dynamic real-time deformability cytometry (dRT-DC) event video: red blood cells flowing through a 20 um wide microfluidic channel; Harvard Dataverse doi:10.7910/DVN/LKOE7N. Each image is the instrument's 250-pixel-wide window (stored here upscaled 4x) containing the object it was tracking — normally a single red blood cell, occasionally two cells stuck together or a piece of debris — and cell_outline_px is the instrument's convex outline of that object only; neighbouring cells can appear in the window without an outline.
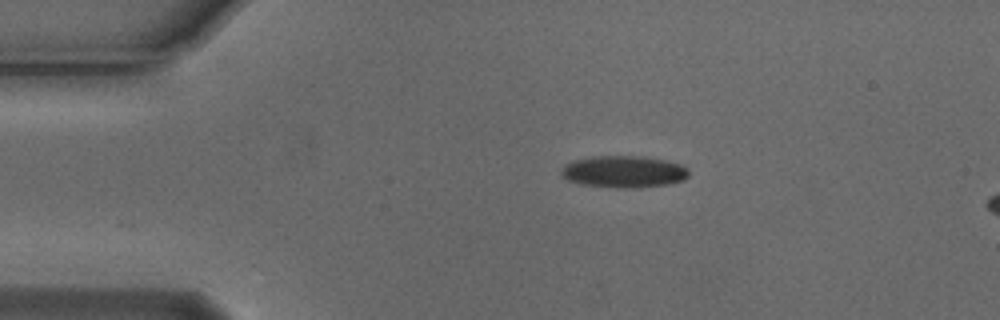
{"species": "Egyptian fruit bat (a non-hibernating species)", "species_latin": "Rousettus aegyptiacus", "temperature_condition": "cold", "stored_images_in_passage": 5, "camera_frame_rate_fps": 3000, "um_per_image_px": 0.085, "animal": {"sex": "male"}, "frame": {"image": 1, "passage_image": 3, "time_ms": 0.667, "image_size_px": [1000, 320], "cell_outline_px": [[688, 176], [684, 180], [664, 184], [636, 188], [616, 188], [580, 184], [568, 180], [560, 176], [560, 168], [564, 164], [572, 160], [592, 156], [644, 156], [664, 160], [680, 164], [688, 168]], "centroid_in_image_um": [52.95, 14.59], "position_along_channel_um": 32.0, "area_um2": 23.93}}